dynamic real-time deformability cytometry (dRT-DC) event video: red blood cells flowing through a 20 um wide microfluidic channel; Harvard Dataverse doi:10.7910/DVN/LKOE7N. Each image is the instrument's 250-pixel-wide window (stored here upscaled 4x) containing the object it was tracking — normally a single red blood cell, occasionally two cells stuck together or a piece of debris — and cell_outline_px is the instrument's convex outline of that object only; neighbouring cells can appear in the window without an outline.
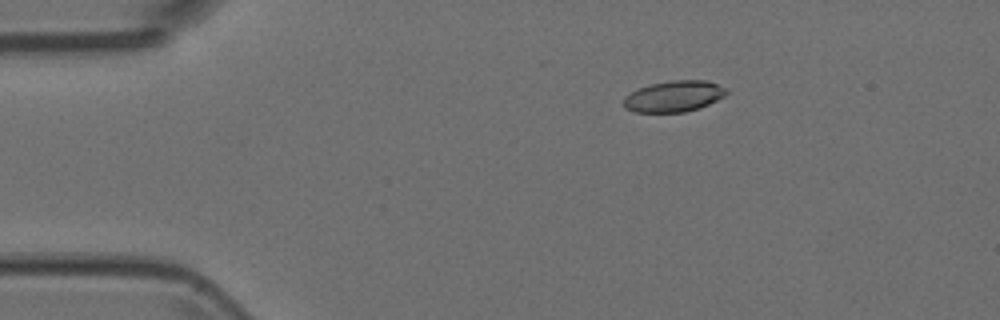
{"species": "Egyptian fruit bat (a non-hibernating species)", "species_latin": "Rousettus aegyptiacus", "temperature_condition": "room temperature", "stored_images_in_passage": 4, "camera_frame_rate_fps": 3000, "um_per_image_px": 0.085, "animal": {"sex": "female"}, "frame": {"image": 1, "passage_image": 3, "time_ms": 0.667, "image_size_px": [1000, 320], "cell_outline_px": [[728, 92], [724, 96], [700, 108], [684, 112], [636, 112], [624, 108], [624, 96], [640, 88], [652, 84], [672, 80], [704, 80], [728, 88]], "centroid_in_image_um": [57.29, 8.19], "position_along_channel_um": 27.7, "area_um2": 18.5}}